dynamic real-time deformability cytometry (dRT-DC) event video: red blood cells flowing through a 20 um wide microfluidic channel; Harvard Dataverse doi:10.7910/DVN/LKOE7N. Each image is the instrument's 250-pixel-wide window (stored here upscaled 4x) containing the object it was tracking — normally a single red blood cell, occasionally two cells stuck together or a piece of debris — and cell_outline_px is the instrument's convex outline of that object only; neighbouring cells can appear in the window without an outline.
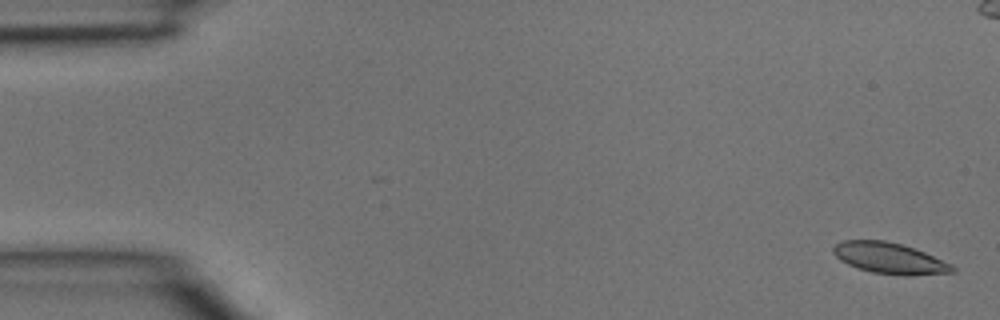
{"species": "common noctule bat (a hibernating species)", "species_latin": "Nyctalus noctula", "temperature_condition": "room temperature", "stored_images_in_passage": 4, "camera_frame_rate_fps": 3000, "um_per_image_px": 0.085, "animal": {"sex": "male", "body_mass_g": 15.6}, "frame": {"image": 1, "passage_image": 1, "time_ms": 0.0, "image_size_px": [1000, 320], "cell_outline_px": [[956, 272], [908, 276], [904, 276], [872, 272], [856, 268], [840, 260], [832, 252], [832, 248], [836, 244], [844, 240], [884, 240], [900, 244], [924, 252], [952, 264], [956, 268]], "centroid_in_image_um": [75.62, 21.96], "position_along_channel_um": 9.4, "area_um2": 21.56}}